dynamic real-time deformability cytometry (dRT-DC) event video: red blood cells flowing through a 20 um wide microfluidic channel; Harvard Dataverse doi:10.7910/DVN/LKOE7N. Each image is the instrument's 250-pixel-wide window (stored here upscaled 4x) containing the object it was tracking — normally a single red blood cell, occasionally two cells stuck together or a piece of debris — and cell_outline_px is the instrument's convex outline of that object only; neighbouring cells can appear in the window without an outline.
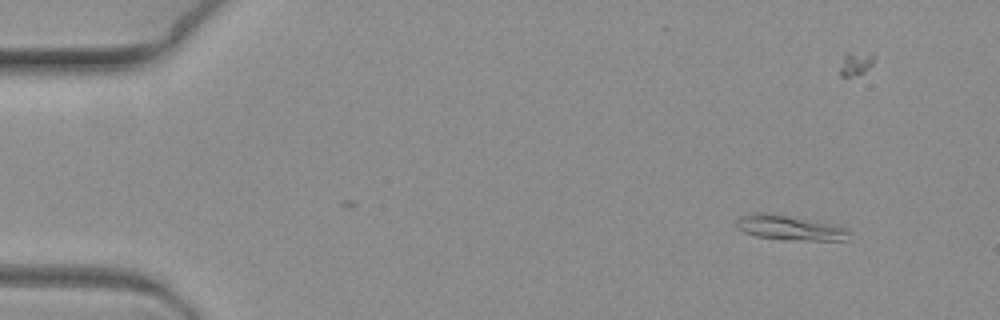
{"species": "common noctule bat (a hibernating species)", "species_latin": "Nyctalus noctula", "temperature_condition": "warm", "stored_images_in_passage": 3, "camera_frame_rate_fps": 3000, "um_per_image_px": 0.085, "animal": {"sex": "female", "body_mass_g": 19.3, "forearm_length_mm": 54.1}, "frame": {"image": 1, "passage_image": 3, "time_ms": 0.667, "image_size_px": [1000, 320], "cell_outline_px": [[852, 232], [848, 240], [784, 240], [756, 236], [744, 232], [736, 228], [736, 220], [740, 216], [756, 212], [764, 212], [816, 220], [840, 224], [848, 228]], "centroid_in_image_um": [67.21, 19.35], "position_along_channel_um": 17.8, "area_um2": 16.88}}